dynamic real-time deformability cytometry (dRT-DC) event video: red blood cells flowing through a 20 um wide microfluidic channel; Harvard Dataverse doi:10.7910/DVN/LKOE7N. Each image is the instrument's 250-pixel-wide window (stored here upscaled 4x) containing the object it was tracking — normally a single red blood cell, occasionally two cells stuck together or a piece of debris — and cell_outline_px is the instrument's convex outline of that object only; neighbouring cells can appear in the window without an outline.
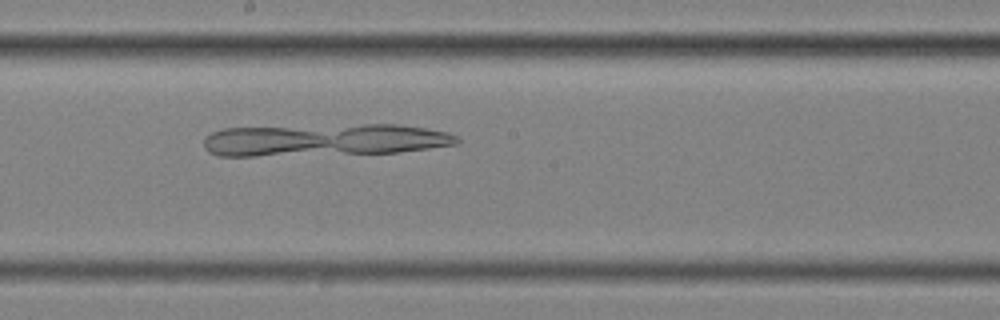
{"species": "common noctule bat (a hibernating species)", "species_latin": "Nyctalus noctula", "temperature_condition": "cold", "stored_images_in_passage": 38, "camera_frame_rate_fps": 3000, "um_per_image_px": 0.085, "animal": {"sex": "female", "body_mass_g": 25.1}, "frame": {"image": 1, "passage_image": 22, "time_ms": 7.0, "image_size_px": [1000, 320], "cell_outline_px": [[460, 144], [400, 152], [256, 156], [220, 156], [208, 152], [204, 148], [204, 140], [212, 132], [224, 128], [364, 124], [400, 124], [448, 132], [456, 136], [460, 140]], "centroid_in_image_um": [27.6, 11.89], "position_along_channel_um": 220.6, "area_um2": 47.69}}